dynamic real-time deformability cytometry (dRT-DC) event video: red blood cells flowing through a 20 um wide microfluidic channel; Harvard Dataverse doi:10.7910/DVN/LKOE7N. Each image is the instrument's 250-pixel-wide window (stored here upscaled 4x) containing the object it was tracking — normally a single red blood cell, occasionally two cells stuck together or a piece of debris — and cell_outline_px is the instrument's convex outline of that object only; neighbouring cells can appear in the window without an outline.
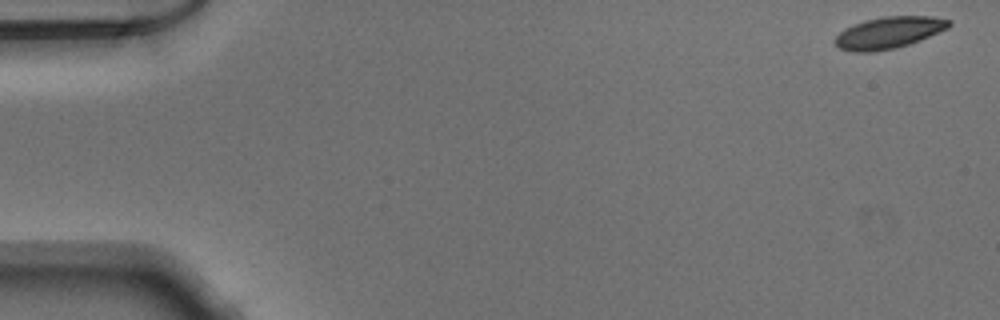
{"species": "Egyptian fruit bat (a non-hibernating species)", "species_latin": "Rousettus aegyptiacus", "temperature_condition": "warm", "stored_images_in_passage": 50, "camera_frame_rate_fps": 3000, "um_per_image_px": 0.085, "animal": {"sex": "male"}, "frame": {"image": 1, "passage_image": 1, "time_ms": 0.0, "image_size_px": [1000, 320], "cell_outline_px": [[952, 24], [948, 28], [920, 40], [896, 48], [872, 52], [848, 52], [840, 48], [832, 40], [844, 28], [852, 24], [864, 20], [884, 16], [932, 16], [952, 20]], "centroid_in_image_um": [75.52, 2.77], "position_along_channel_um": 9.5, "area_um2": 21.27}}
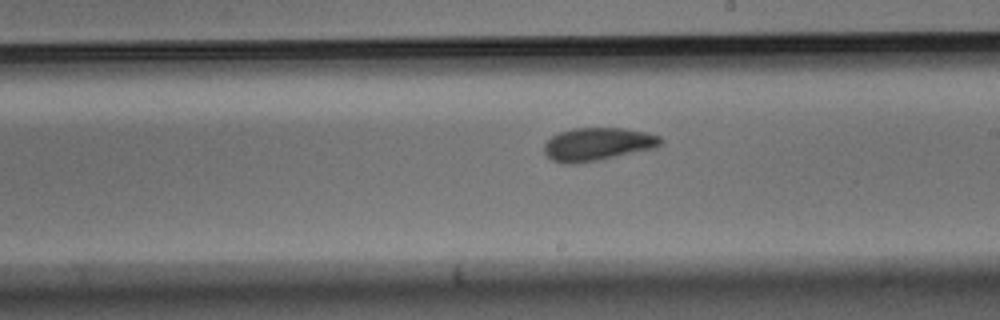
{"frame": {"image": 2, "passage_image": 29, "time_ms": 9.333, "image_size_px": [1000, 320], "cell_outline_px": [[664, 140], [656, 148], [600, 160], [580, 164], [564, 164], [552, 160], [544, 152], [544, 144], [552, 136], [560, 132], [572, 128], [624, 128], [648, 132], [660, 136]], "centroid_in_image_um": [50.82, 12.26], "position_along_channel_um": 238.2, "area_um2": 22.72}}
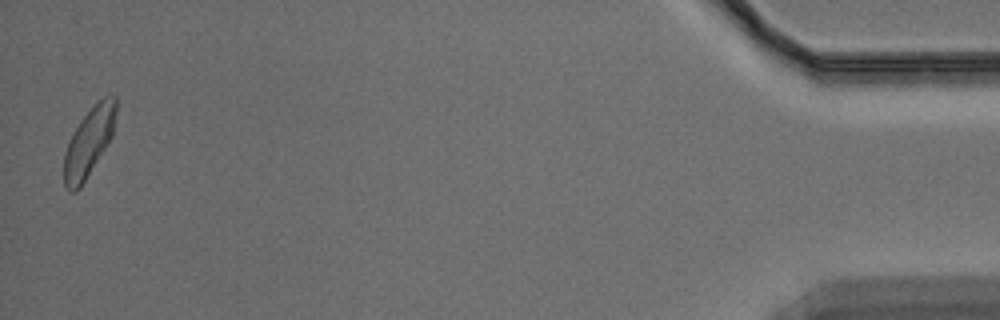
{"frame": {"image": 3, "passage_image": 50, "time_ms": 16.333, "image_size_px": [1000, 320], "cell_outline_px": [[116, 112], [112, 136], [108, 144], [80, 188], [76, 192], [68, 192], [64, 188], [64, 152], [72, 132], [80, 120], [104, 96], [116, 96]], "centroid_in_image_um": [7.53, 12.13], "position_along_channel_um": 427.7, "area_um2": 20.75}}